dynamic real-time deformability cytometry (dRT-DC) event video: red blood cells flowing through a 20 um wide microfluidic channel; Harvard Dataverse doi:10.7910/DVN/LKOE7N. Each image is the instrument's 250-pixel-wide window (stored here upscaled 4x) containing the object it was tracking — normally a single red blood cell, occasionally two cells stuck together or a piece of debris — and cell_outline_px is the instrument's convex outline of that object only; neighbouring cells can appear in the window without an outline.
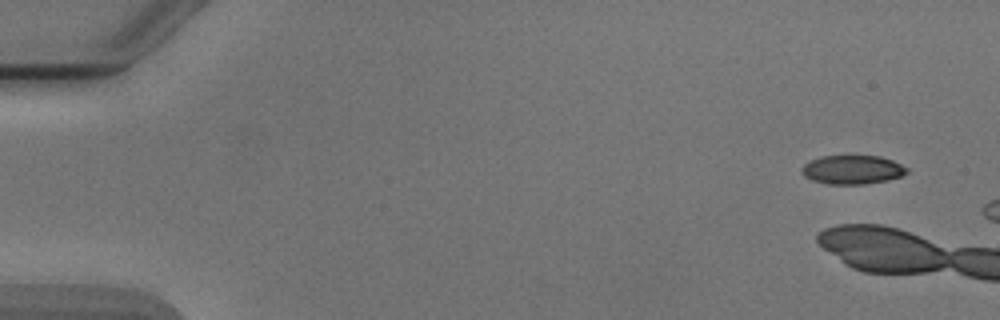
{"species": "Egyptian fruit bat (a non-hibernating species)", "species_latin": "Rousettus aegyptiacus", "temperature_condition": "cold", "stored_images_in_passage": 4, "camera_frame_rate_fps": 3000, "um_per_image_px": 0.085, "animal": {"sex": "male"}, "frame": {"image": 1, "passage_image": 1, "time_ms": 0.0, "image_size_px": [1000, 320], "cell_outline_px": [[908, 172], [900, 176], [888, 180], [864, 184], [828, 184], [812, 180], [804, 176], [800, 172], [800, 168], [808, 160], [820, 156], [880, 156], [892, 160], [908, 168]], "centroid_in_image_um": [72.41, 14.42], "position_along_channel_um": 12.6, "area_um2": 17.8}}